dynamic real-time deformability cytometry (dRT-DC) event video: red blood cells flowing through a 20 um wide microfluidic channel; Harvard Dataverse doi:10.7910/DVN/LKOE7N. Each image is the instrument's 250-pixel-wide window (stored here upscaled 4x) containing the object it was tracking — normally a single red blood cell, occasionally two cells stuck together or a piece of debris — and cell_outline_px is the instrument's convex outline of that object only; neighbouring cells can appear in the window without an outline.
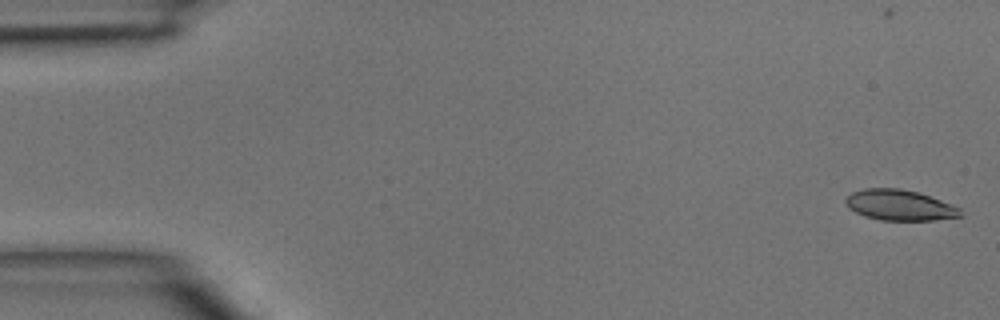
{"species": "common noctule bat (a hibernating species)", "species_latin": "Nyctalus noctula", "temperature_condition": "room temperature", "stored_images_in_passage": 4, "camera_frame_rate_fps": 3000, "um_per_image_px": 0.085, "animal": {"sex": "male", "body_mass_g": 15.6}, "frame": {"image": 1, "passage_image": 1, "time_ms": 0.0, "image_size_px": [1000, 320], "cell_outline_px": [[964, 216], [936, 220], [880, 220], [864, 216], [848, 208], [844, 200], [852, 192], [864, 188], [900, 188], [920, 192], [960, 208]], "centroid_in_image_um": [76.47, 17.43], "position_along_channel_um": 8.5, "area_um2": 20.63}}
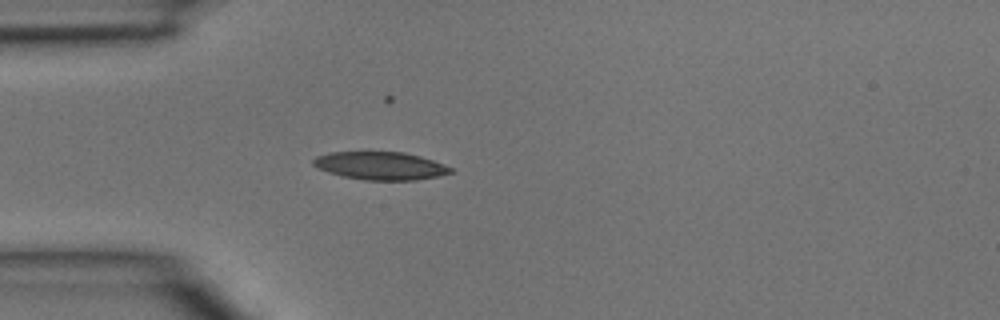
{"frame": {"image": 2, "passage_image": 4, "time_ms": 1.0, "image_size_px": [1000, 320], "cell_outline_px": [[456, 172], [440, 176], [416, 180], [364, 180], [340, 176], [328, 172], [312, 164], [312, 160], [316, 156], [328, 152], [404, 152], [420, 156], [444, 164], [452, 168]], "centroid_in_image_um": [32.36, 14.09], "position_along_channel_um": 52.6, "area_um2": 22.54}}